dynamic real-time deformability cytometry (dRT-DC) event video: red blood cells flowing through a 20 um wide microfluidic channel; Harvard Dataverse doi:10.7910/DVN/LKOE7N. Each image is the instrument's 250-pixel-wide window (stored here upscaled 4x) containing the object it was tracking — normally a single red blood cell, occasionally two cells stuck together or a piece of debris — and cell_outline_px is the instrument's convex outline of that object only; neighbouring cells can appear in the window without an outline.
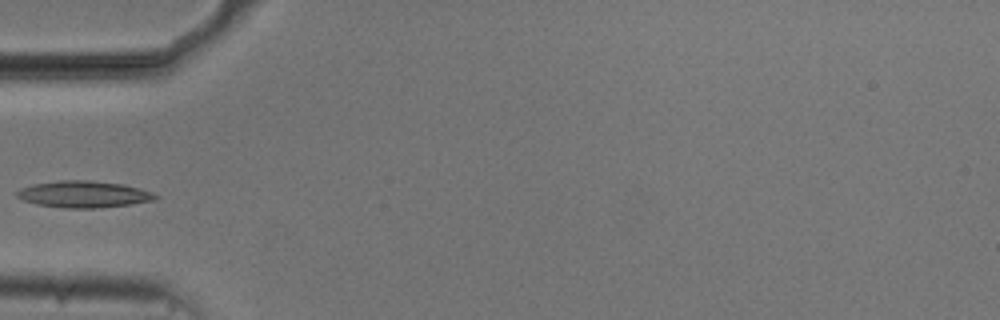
{"species": "common noctule bat (a hibernating species)", "species_latin": "Nyctalus noctula", "temperature_condition": "cold", "stored_images_in_passage": 37, "camera_frame_rate_fps": 3000, "um_per_image_px": 0.085, "animal": {"sex": "male", "body_mass_g": 20.5, "forearm_length_mm": 52.5}, "frame": {"image": 1, "passage_image": 1, "time_ms": 0.0, "image_size_px": [1000, 320], "cell_outline_px": [[160, 196], [152, 200], [132, 204], [100, 208], [64, 208], [36, 204], [24, 200], [16, 196], [16, 192], [20, 188], [32, 184], [60, 180], [88, 180], [124, 184], [140, 188], [152, 192]], "centroid_in_image_um": [7.11, 16.51], "position_along_channel_um": 77.9, "area_um2": 21.62}}
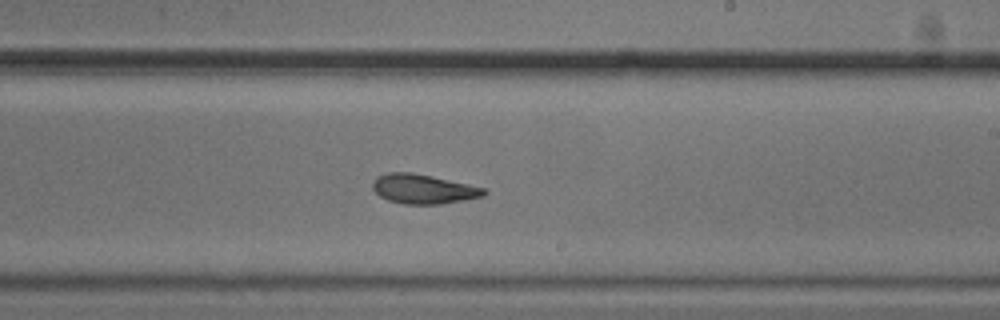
{"frame": {"image": 2, "passage_image": 15, "time_ms": 4.667, "image_size_px": [1000, 320], "cell_outline_px": [[488, 192], [484, 196], [464, 200], [440, 204], [404, 204], [388, 200], [380, 196], [372, 188], [372, 184], [376, 176], [388, 172], [412, 172], [432, 176], [488, 188]], "centroid_in_image_um": [36.01, 16.06], "position_along_channel_um": 253.0, "area_um2": 19.31}}
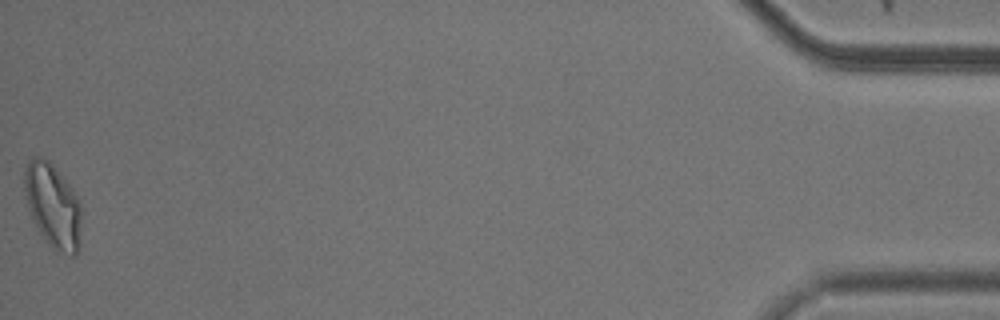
{"frame": {"image": 3, "passage_image": 37, "time_ms": 12.0, "image_size_px": [1000, 320], "cell_outline_px": [[80, 244], [76, 256], [72, 256], [52, 248], [48, 244], [32, 220], [28, 208], [24, 188], [24, 172], [28, 160], [32, 156], [40, 156], [48, 160], [52, 164], [72, 188], [80, 204]], "centroid_in_image_um": [4.48, 17.48], "position_along_channel_um": 430.7, "area_um2": 27.92}}